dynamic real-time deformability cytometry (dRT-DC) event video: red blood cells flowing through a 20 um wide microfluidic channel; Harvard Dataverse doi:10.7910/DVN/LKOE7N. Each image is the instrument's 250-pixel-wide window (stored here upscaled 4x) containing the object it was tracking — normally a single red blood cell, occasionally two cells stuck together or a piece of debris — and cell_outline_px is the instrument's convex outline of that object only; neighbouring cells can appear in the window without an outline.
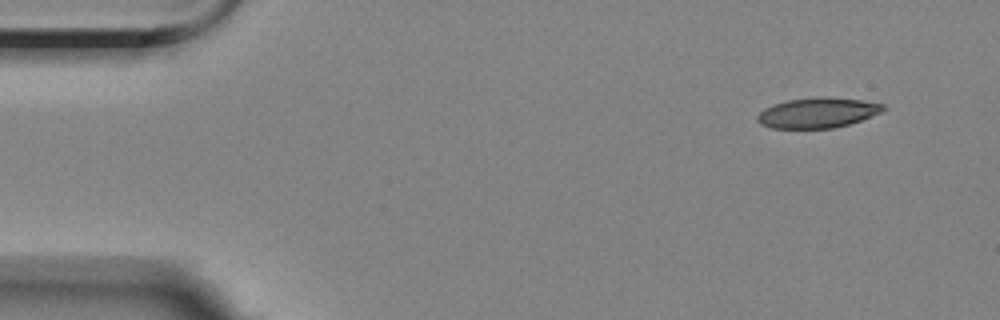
{"species": "Egyptian fruit bat (a non-hibernating species)", "species_latin": "Rousettus aegyptiacus", "temperature_condition": "room temperature", "stored_images_in_passage": 4, "camera_frame_rate_fps": 3000, "um_per_image_px": 0.085, "animal": {"sex": "female"}, "frame": {"image": 1, "passage_image": 1, "time_ms": 0.0, "image_size_px": [1000, 320], "cell_outline_px": [[888, 108], [884, 112], [848, 124], [832, 128], [772, 128], [760, 124], [756, 120], [756, 116], [764, 108], [788, 100], [860, 100], [884, 104]], "centroid_in_image_um": [69.5, 9.64], "position_along_channel_um": 15.5, "area_um2": 21.1}}
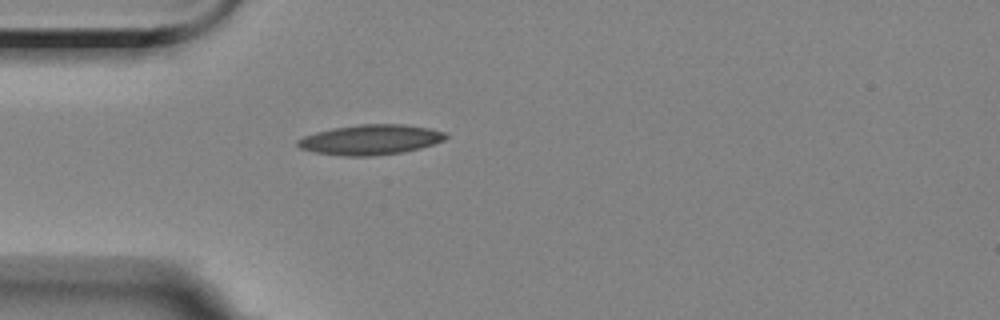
{"frame": {"image": 2, "passage_image": 4, "time_ms": 3.667, "image_size_px": [1000, 320], "cell_outline_px": [[448, 136], [444, 140], [420, 148], [404, 152], [372, 156], [340, 156], [316, 152], [300, 148], [296, 144], [296, 140], [304, 136], [316, 132], [332, 128], [360, 124], [404, 124], [428, 128], [444, 132]], "centroid_in_image_um": [31.47, 11.87], "position_along_channel_um": 53.5, "area_um2": 25.95}}